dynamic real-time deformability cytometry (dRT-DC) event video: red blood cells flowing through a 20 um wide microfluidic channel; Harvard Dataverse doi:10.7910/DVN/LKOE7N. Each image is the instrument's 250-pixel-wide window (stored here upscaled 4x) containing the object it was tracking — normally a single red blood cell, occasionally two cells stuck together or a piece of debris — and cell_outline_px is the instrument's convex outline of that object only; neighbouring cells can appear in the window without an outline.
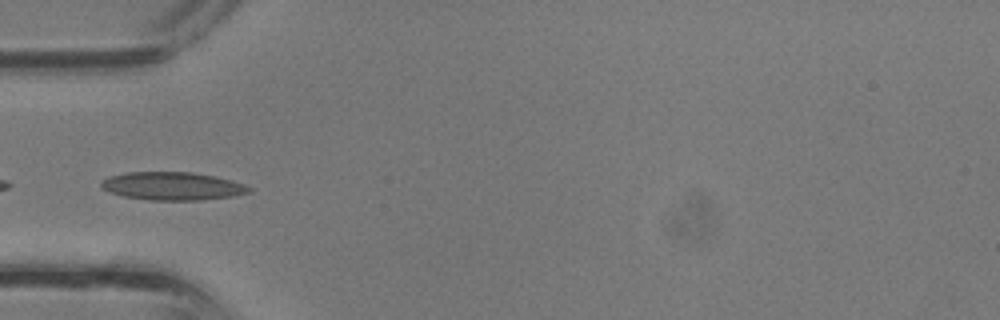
{"species": "common noctule bat (a hibernating species)", "species_latin": "Nyctalus noctula", "temperature_condition": "room temperature", "stored_images_in_passage": 21, "camera_frame_rate_fps": 3000, "um_per_image_px": 0.085, "animal": {"sex": "male", "body_mass_g": 13.3}, "frame": {"image": 1, "passage_image": 12, "time_ms": 3.667, "image_size_px": [1000, 320], "cell_outline_px": [[252, 192], [232, 196], [200, 200], [148, 200], [124, 196], [108, 192], [100, 188], [100, 184], [108, 176], [128, 172], [192, 172], [216, 176], [232, 180], [244, 184], [252, 188]], "centroid_in_image_um": [14.66, 15.81], "position_along_channel_um": 70.3, "area_um2": 24.33}}